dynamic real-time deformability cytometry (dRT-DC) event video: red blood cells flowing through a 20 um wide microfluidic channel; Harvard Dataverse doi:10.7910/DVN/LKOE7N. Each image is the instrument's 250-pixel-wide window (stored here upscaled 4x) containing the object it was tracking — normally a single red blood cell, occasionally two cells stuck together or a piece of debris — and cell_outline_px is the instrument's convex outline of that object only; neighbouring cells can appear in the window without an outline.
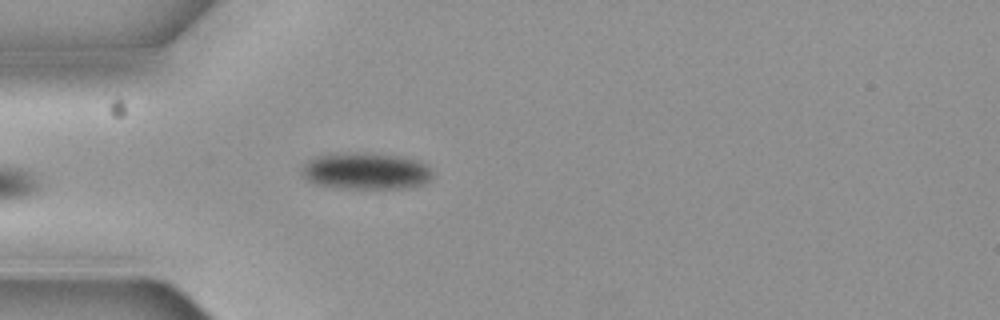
{"species": "common noctule bat (a hibernating species)", "species_latin": "Nyctalus noctula", "temperature_condition": "cold", "stored_images_in_passage": 5, "camera_frame_rate_fps": 3000, "um_per_image_px": 0.085, "animal": {"sex": "female", "body_mass_g": 19.3, "forearm_length_mm": 54.1}, "frame": {"image": 1, "passage_image": 5, "time_ms": 1.333, "image_size_px": [1000, 320], "cell_outline_px": [[432, 176], [424, 184], [404, 188], [332, 188], [316, 184], [308, 180], [300, 172], [300, 168], [308, 160], [320, 156], [400, 156], [420, 160], [428, 164], [432, 172]], "centroid_in_image_um": [31.14, 14.61], "position_along_channel_um": 53.9, "area_um2": 26.88}}